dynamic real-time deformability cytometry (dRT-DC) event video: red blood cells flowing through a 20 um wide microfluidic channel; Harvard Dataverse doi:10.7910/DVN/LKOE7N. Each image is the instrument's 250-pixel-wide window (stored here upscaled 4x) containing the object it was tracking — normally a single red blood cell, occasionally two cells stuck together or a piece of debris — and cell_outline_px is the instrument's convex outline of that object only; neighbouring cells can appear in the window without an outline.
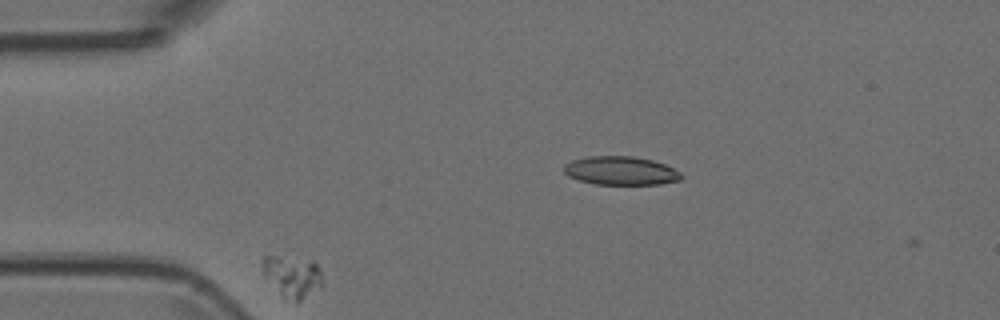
{"species": "Egyptian fruit bat (a non-hibernating species)", "species_latin": "Rousettus aegyptiacus", "temperature_condition": "room temperature", "stored_images_in_passage": 11, "camera_frame_rate_fps": 3000, "um_per_image_px": 0.085, "animal": {"sex": "female"}, "frame": {"image": 1, "passage_image": 3, "time_ms": 0.667, "image_size_px": [1000, 320], "cell_outline_px": [[320, 284], [296, 304], [284, 300], [264, 276], [264, 256], [276, 256], [312, 260], [320, 268]], "centroid_in_image_um": [24.81, 23.52], "position_along_channel_um": 60.2, "area_um2": 14.22}}
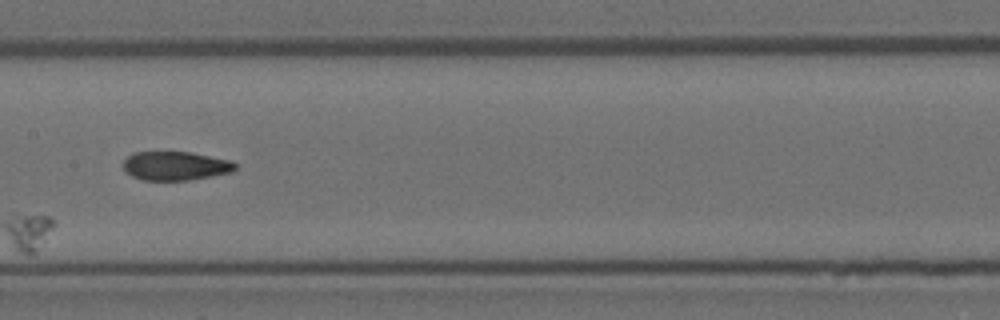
{"frame": {"image": 2, "passage_image": 7, "time_ms": 2.0, "image_size_px": [1000, 320], "cell_outline_px": [[236, 168], [232, 172], [188, 180], [140, 180], [132, 176], [124, 168], [124, 160], [132, 152], [192, 152], [228, 160], [236, 164]], "centroid_in_image_um": [14.9, 14.09], "position_along_channel_um": 192.5, "area_um2": 18.67}}
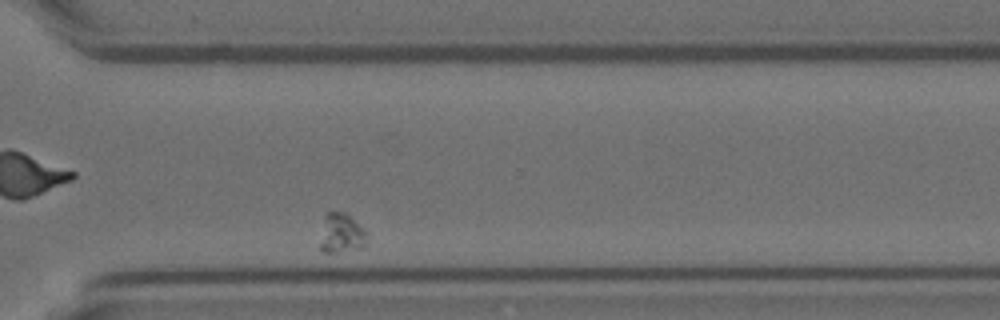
{"frame": {"image": 3, "passage_image": 11, "time_ms": 3.333, "image_size_px": [1000, 320], "cell_outline_px": [[368, 232], [364, 248], [336, 252], [324, 252], [320, 248], [320, 244], [324, 216], [328, 212], [344, 212], [364, 228]], "centroid_in_image_um": [29.04, 19.84], "position_along_channel_um": 341.6, "area_um2": 10.81}}